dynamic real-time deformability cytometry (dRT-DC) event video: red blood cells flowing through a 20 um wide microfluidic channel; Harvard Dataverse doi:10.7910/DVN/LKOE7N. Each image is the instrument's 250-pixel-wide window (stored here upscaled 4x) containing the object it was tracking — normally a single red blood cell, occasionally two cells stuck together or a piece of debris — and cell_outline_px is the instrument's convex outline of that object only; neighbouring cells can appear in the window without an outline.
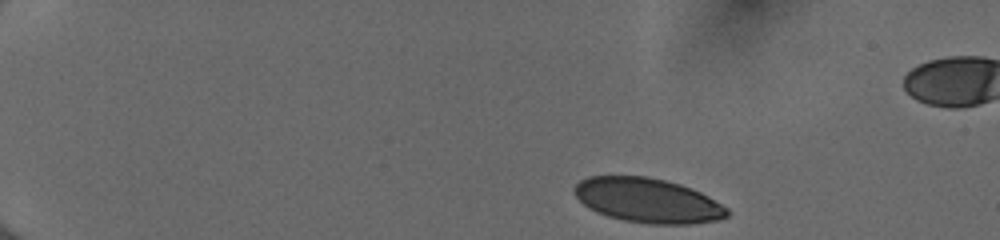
{"species": "human", "species_latin": "Homo sapiens", "temperature_condition": "cold", "stored_images_in_passage": 44, "camera_frame_rate_fps": 3000, "um_per_image_px": 0.085, "donor": {"sex": "female"}, "frame": {"image": 1, "passage_image": 1, "time_ms": 0.0, "image_size_px": [1000, 240], "cell_outline_px": [[728, 216], [716, 220], [692, 224], [652, 224], [624, 220], [608, 216], [596, 212], [588, 208], [576, 196], [572, 188], [580, 180], [588, 176], [648, 176], [680, 184], [692, 188], [708, 196], [728, 208]], "centroid_in_image_um": [55.04, 17.03], "position_along_channel_um": 30.0, "area_um2": 39.65}}
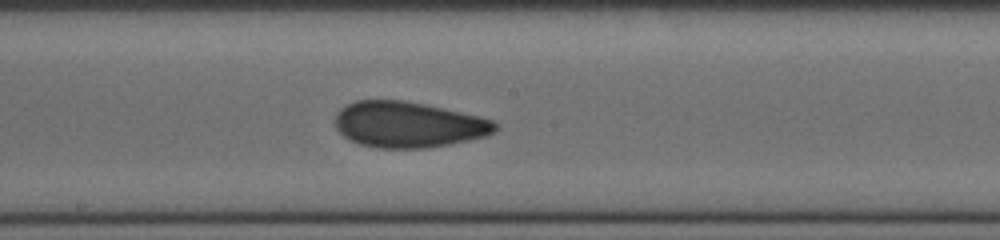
{"frame": {"image": 2, "passage_image": 23, "time_ms": 7.333, "image_size_px": [1000, 240], "cell_outline_px": [[500, 128], [496, 132], [488, 136], [448, 144], [424, 148], [376, 148], [360, 144], [348, 140], [336, 128], [336, 112], [340, 108], [356, 100], [404, 100], [444, 108], [480, 116], [496, 120], [500, 124]], "centroid_in_image_um": [34.76, 10.59], "position_along_channel_um": 213.4, "area_um2": 43.18}}
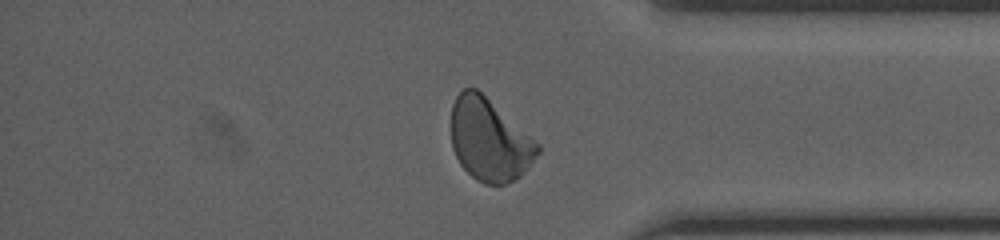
{"frame": {"image": 3, "passage_image": 37, "time_ms": 12.0, "image_size_px": [1000, 240], "cell_outline_px": [[540, 152], [528, 168], [520, 176], [508, 184], [484, 184], [476, 180], [460, 164], [452, 148], [452, 104], [456, 96], [464, 88], [476, 88], [540, 144]], "centroid_in_image_um": [41.61, 11.91], "position_along_channel_um": 393.6, "area_um2": 41.27}, "authors_computed_cell_mechanics": {"area_um2": 41.327, "velocity_mm_per_s": 4.0225, "shape_relaxation_time_tau1_ms": 4.2085, "shape_relaxation_time_tau2_ms": 0.9216, "deformation_change_tau1": 0.131, "deformation_change_tau2": 0.0651}}